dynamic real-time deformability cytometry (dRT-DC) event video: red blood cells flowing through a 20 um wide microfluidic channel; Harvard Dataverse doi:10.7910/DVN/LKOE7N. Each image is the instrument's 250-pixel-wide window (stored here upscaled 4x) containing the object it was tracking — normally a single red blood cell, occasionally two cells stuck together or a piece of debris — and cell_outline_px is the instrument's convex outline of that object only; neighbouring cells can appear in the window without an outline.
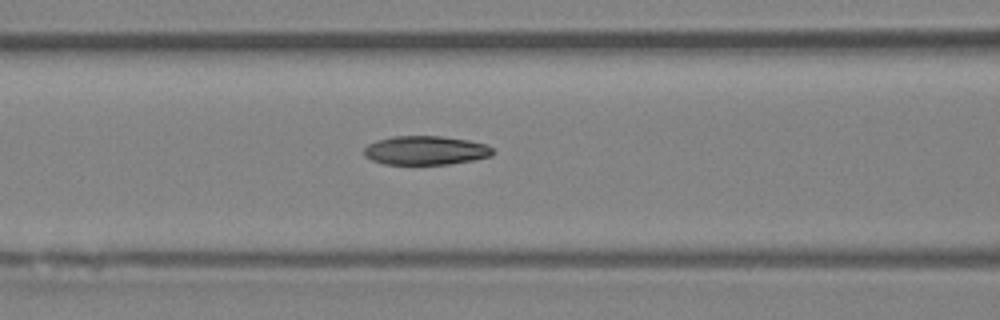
{"species": "Egyptian fruit bat (a non-hibernating species)", "species_latin": "Rousettus aegyptiacus", "temperature_condition": "room temperature", "stored_images_in_passage": 7, "camera_frame_rate_fps": 3000, "um_per_image_px": 0.085, "animal": {"sex": "female"}, "frame": {"image": 1, "passage_image": 7, "time_ms": 8.0, "image_size_px": [1000, 320], "cell_outline_px": [[496, 152], [492, 156], [472, 160], [448, 164], [384, 164], [372, 160], [364, 156], [364, 148], [368, 144], [376, 140], [392, 136], [440, 136], [468, 140], [484, 144], [492, 148]], "centroid_in_image_um": [36.16, 12.78], "position_along_channel_um": 130.4, "area_um2": 21.73}}